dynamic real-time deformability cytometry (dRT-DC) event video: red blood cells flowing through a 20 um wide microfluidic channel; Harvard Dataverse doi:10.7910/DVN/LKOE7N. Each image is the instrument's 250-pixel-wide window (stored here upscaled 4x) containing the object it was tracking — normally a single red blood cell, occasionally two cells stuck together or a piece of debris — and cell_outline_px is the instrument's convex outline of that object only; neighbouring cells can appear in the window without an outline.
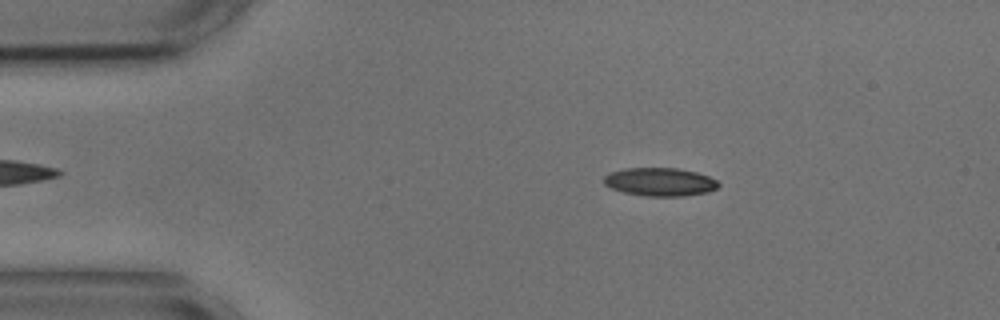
{"species": "common noctule bat (a hibernating species)", "species_latin": "Nyctalus noctula", "temperature_condition": "cold", "stored_images_in_passage": 42, "camera_frame_rate_fps": 3000, "um_per_image_px": 0.085, "animal": {"sex": "male", "body_mass_g": 17.9, "forearm_length_mm": 54.2}, "frame": {"image": 1, "passage_image": 4, "time_ms": 1.0, "image_size_px": [1000, 320], "cell_outline_px": [[720, 184], [716, 188], [708, 192], [684, 196], [644, 196], [624, 192], [612, 188], [604, 184], [604, 176], [608, 172], [624, 168], [676, 168], [696, 172], [708, 176], [716, 180]], "centroid_in_image_um": [56.08, 15.46], "position_along_channel_um": 28.9, "area_um2": 18.9}}
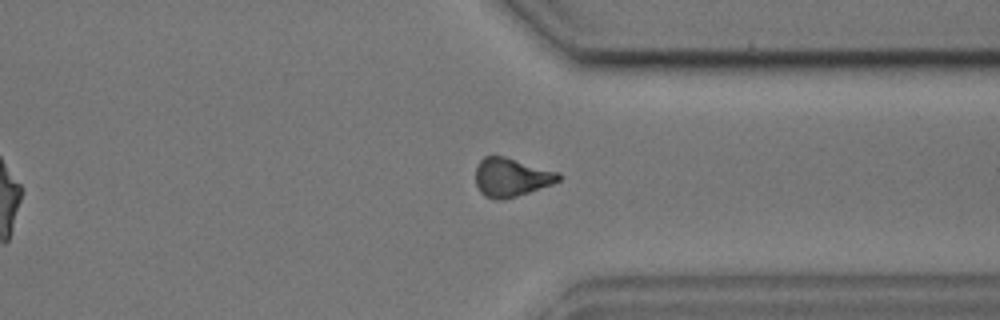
{"frame": {"image": 2, "passage_image": 36, "time_ms": 11.667, "image_size_px": [1000, 320], "cell_outline_px": [[560, 180], [552, 184], [504, 200], [496, 200], [484, 196], [480, 192], [476, 184], [476, 168], [480, 160], [484, 156], [504, 156], [560, 172]], "centroid_in_image_um": [43.45, 15.07], "position_along_channel_um": 368.0, "area_um2": 18.67}}
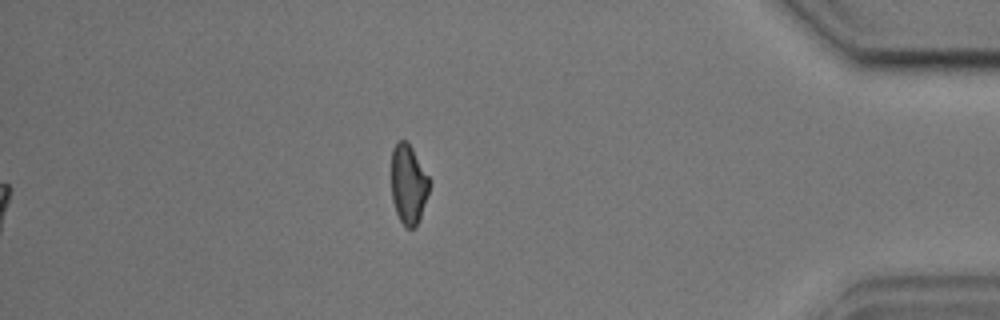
{"frame": {"image": 3, "passage_image": 42, "time_ms": 13.667, "image_size_px": [1000, 320], "cell_outline_px": [[432, 180], [420, 220], [412, 228], [404, 228], [396, 212], [392, 200], [392, 148], [396, 140], [404, 140], [412, 148]], "centroid_in_image_um": [34.73, 15.66], "position_along_channel_um": 400.5, "area_um2": 17.86}, "authors_computed_cell_mechanics": {"area_um2": 19.2185, "velocity_mm_per_s": 3.6342, "shape_relaxation_time_tau1_ms": 6.1216, "shape_relaxation_time_tau2_ms": 4.7285, "deformation_change_tau1": 0.131, "deformation_change_tau2": 0.1141}}